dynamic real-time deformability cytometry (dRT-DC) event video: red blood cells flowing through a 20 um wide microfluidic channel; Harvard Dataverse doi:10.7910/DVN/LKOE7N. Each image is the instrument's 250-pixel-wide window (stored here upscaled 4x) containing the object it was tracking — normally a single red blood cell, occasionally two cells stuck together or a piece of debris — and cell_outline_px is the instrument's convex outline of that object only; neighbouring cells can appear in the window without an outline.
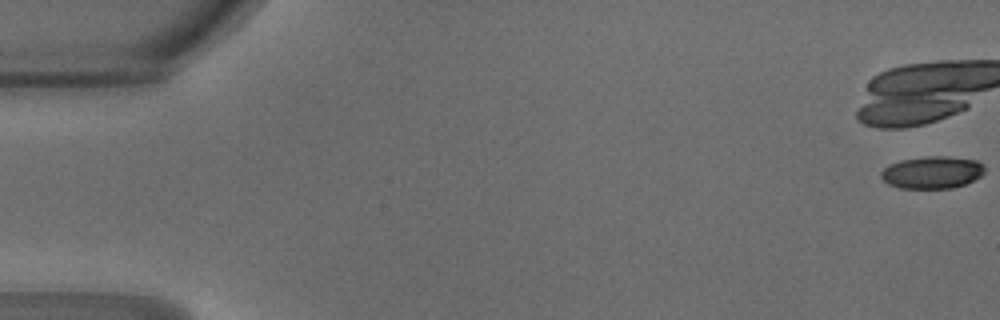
{"species": "common noctule bat (a hibernating species)", "species_latin": "Nyctalus noctula", "temperature_condition": "warm", "stored_images_in_passage": 18, "camera_frame_rate_fps": 3000, "um_per_image_px": 0.085, "animal": {"sex": "male", "body_mass_g": 18.8}, "frame": {"image": 1, "passage_image": 1, "time_ms": 0.0, "image_size_px": [1000, 320], "cell_outline_px": [[984, 172], [980, 176], [964, 184], [952, 188], [900, 188], [888, 184], [880, 176], [880, 172], [888, 164], [900, 160], [928, 156], [944, 156], [976, 160], [984, 164]], "centroid_in_image_um": [79.21, 14.65], "position_along_channel_um": 5.8, "area_um2": 19.48}}